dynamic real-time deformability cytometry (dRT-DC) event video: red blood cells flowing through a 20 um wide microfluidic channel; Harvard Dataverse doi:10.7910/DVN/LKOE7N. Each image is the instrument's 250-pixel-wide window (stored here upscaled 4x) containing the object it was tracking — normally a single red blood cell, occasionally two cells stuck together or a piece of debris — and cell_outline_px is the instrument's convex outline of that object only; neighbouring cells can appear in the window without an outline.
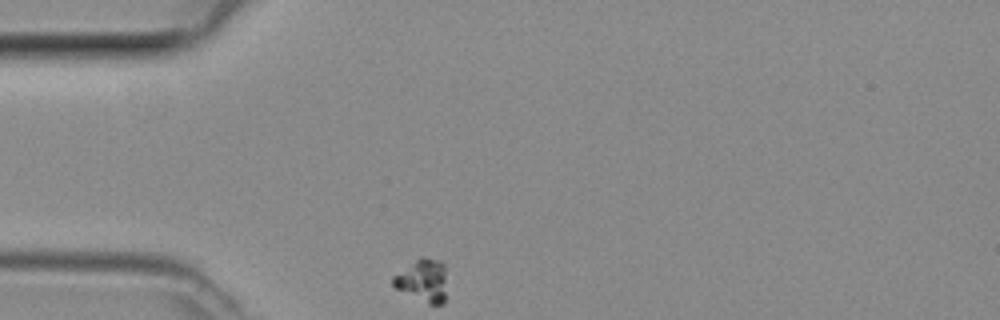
{"species": "common noctule bat (a hibernating species)", "species_latin": "Nyctalus noctula", "temperature_condition": "room temperature", "stored_images_in_passage": 40, "camera_frame_rate_fps": 3000, "um_per_image_px": 0.085, "animal": {"sex": "female", "body_mass_g": 29.2, "forearm_length_mm": 56.3}, "frame": {"image": 1, "passage_image": 1, "time_ms": 0.0, "image_size_px": [1000, 320], "cell_outline_px": [[444, 304], [428, 304], [396, 288], [392, 284], [392, 276], [420, 256], [424, 256], [440, 260], [444, 264]], "centroid_in_image_um": [35.91, 23.81], "position_along_channel_um": 49.1, "area_um2": 13.24}}
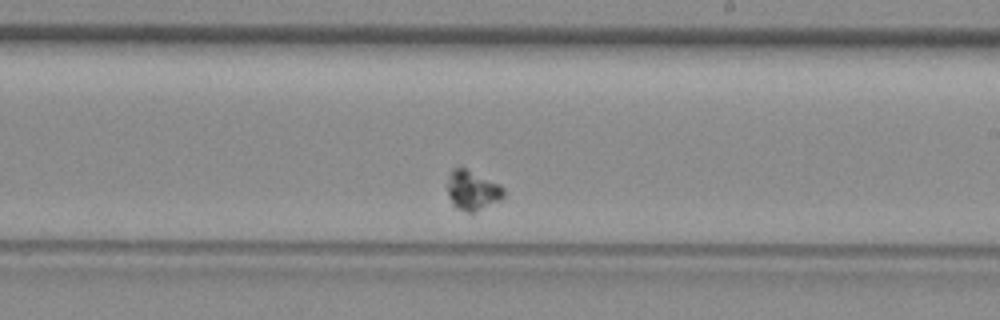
{"frame": {"image": 2, "passage_image": 18, "time_ms": 5.667, "image_size_px": [1000, 320], "cell_outline_px": [[504, 196], [500, 200], [472, 216], [456, 208], [452, 204], [448, 196], [444, 184], [448, 172], [452, 168], [464, 168], [500, 184], [504, 188]], "centroid_in_image_um": [40.09, 16.22], "position_along_channel_um": 248.9, "area_um2": 13.76}}
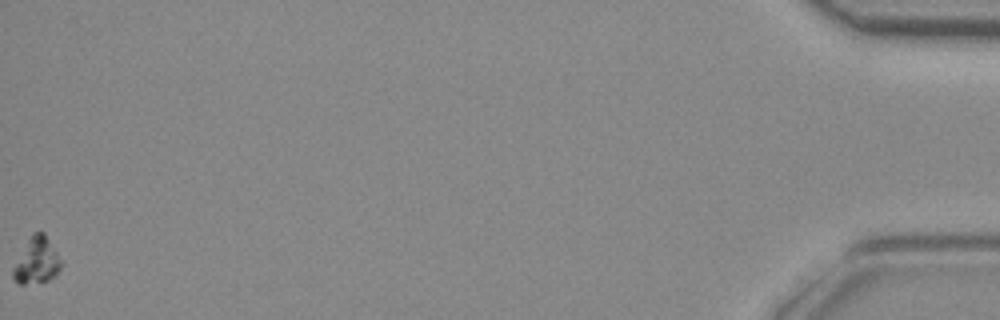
{"frame": {"image": 3, "passage_image": 40, "time_ms": 13.0, "image_size_px": [1000, 320], "cell_outline_px": [[64, 264], [48, 280], [24, 284], [16, 284], [12, 276], [12, 268], [32, 232], [44, 232]], "centroid_in_image_um": [3.1, 22.16], "position_along_channel_um": 432.1, "area_um2": 12.77}}